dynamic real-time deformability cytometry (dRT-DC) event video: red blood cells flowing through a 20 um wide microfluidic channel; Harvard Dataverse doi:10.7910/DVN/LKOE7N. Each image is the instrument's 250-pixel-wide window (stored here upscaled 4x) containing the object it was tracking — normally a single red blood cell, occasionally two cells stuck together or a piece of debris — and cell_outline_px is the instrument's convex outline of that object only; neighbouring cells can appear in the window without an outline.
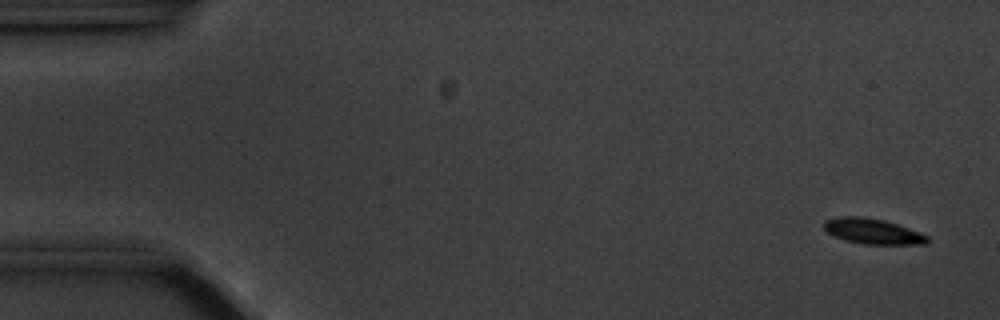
{"species": "common noctule bat (a hibernating species)", "species_latin": "Nyctalus noctula", "temperature_condition": "cold", "stored_images_in_passage": 57, "camera_frame_rate_fps": 3000, "um_per_image_px": 0.085, "animal": {"sex": "male", "body_mass_g": 20.1, "forearm_length_mm": 53.5}, "frame": {"image": 1, "passage_image": 3, "time_ms": 0.667, "image_size_px": [1000, 320], "cell_outline_px": [[932, 240], [928, 244], [864, 244], [844, 240], [828, 232], [824, 228], [824, 220], [840, 216], [860, 216], [884, 220], [896, 224], [928, 236]], "centroid_in_image_um": [74.19, 19.66], "position_along_channel_um": 10.8, "area_um2": 15.2}}
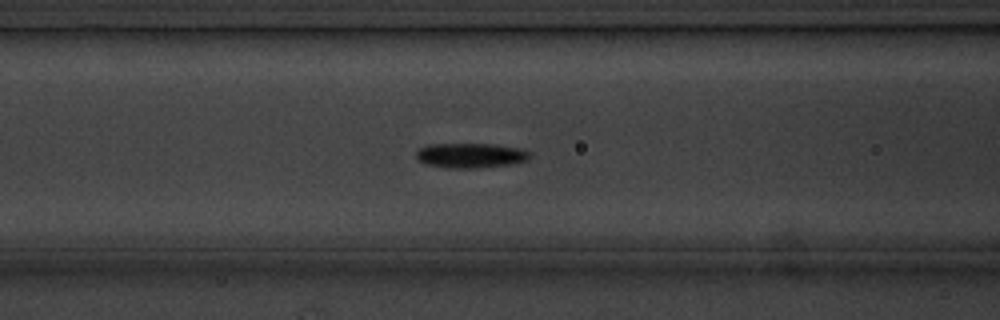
{"frame": {"image": 2, "passage_image": 23, "time_ms": 7.333, "image_size_px": [1000, 320], "cell_outline_px": [[528, 160], [512, 164], [480, 168], [444, 168], [424, 164], [416, 156], [416, 152], [420, 148], [428, 144], [488, 144], [516, 148], [528, 152]], "centroid_in_image_um": [39.93, 13.23], "position_along_channel_um": 126.7, "area_um2": 16.3}}
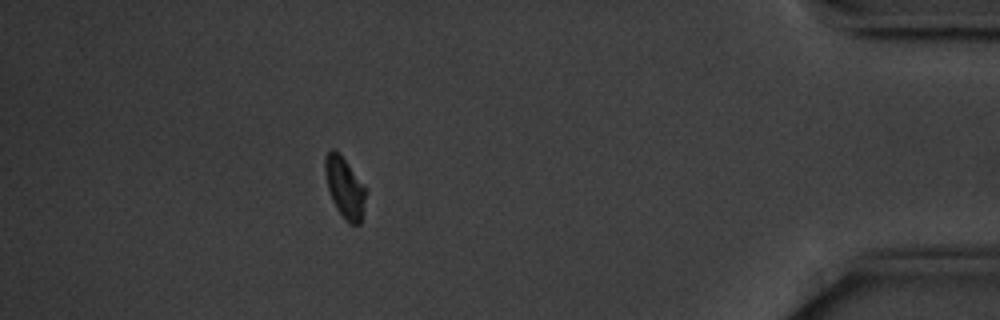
{"frame": {"image": 3, "passage_image": 51, "time_ms": 16.667, "image_size_px": [1000, 320], "cell_outline_px": [[368, 188], [360, 224], [348, 224], [336, 208], [332, 200], [328, 188], [324, 172], [324, 160], [328, 152], [332, 148], [344, 160]], "centroid_in_image_um": [29.32, 15.98], "position_along_channel_um": 405.9, "area_um2": 14.39}, "authors_computed_cell_mechanics": {"area_um2": 15.2014, "velocity_mm_per_s": 3.5153, "shape_relaxation_time_tau1_ms": 1.9583, "shape_relaxation_time_tau2_ms": null, "deformation_change_tau1": 0.1111, "deformation_change_tau2": null}}